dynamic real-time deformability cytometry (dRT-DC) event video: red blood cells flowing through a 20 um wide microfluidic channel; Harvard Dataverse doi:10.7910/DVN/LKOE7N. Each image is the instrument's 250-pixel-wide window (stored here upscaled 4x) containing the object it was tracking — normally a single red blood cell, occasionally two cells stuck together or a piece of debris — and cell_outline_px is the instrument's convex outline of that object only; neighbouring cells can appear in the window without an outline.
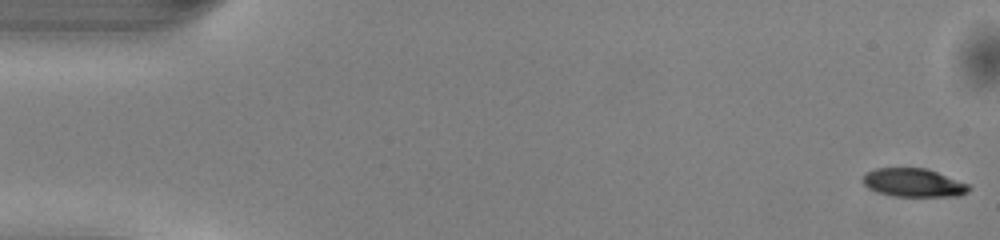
{"species": "common noctule bat (a hibernating species)", "species_latin": "Nyctalus noctula", "temperature_condition": "warm", "stored_images_in_passage": 50, "camera_frame_rate_fps": 3000, "um_per_image_px": 0.085, "animal": {"sex": "male", "body_mass_g": 13.0, "forearm_length_mm": 53.1}, "frame": {"image": 1, "passage_image": 1, "time_ms": 0.0, "image_size_px": [1000, 240], "cell_outline_px": [[972, 188], [968, 192], [960, 196], [892, 196], [868, 188], [860, 180], [864, 172], [876, 168], [928, 168], [968, 184]], "centroid_in_image_um": [77.63, 15.52], "position_along_channel_um": 7.4, "area_um2": 17.74}}
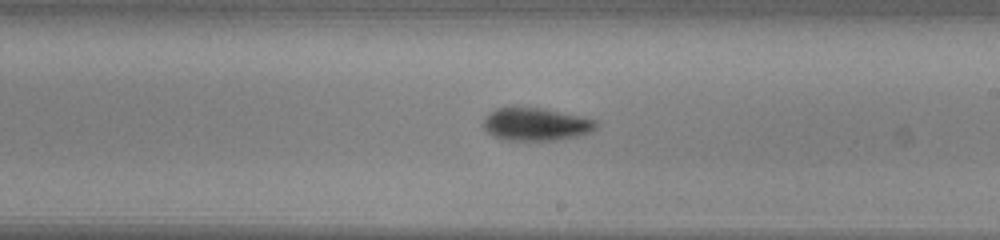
{"frame": {"image": 2, "passage_image": 29, "time_ms": 9.333, "image_size_px": [1000, 240], "cell_outline_px": [[600, 124], [592, 132], [580, 136], [556, 140], [504, 140], [492, 136], [484, 128], [484, 116], [496, 108], [512, 104], [544, 108], [580, 116], [596, 120]], "centroid_in_image_um": [45.54, 10.53], "position_along_channel_um": 243.5, "area_um2": 22.37}}
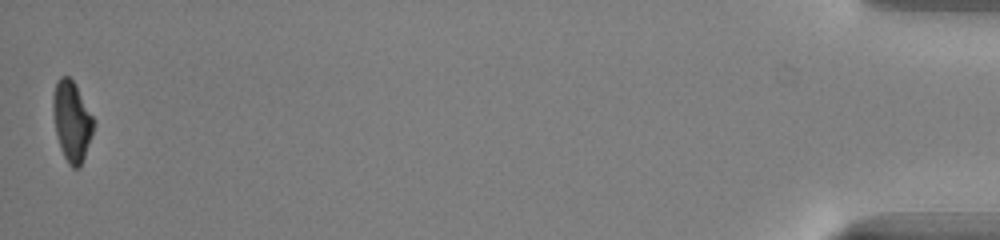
{"frame": {"image": 3, "passage_image": 50, "time_ms": 16.333, "image_size_px": [1000, 240], "cell_outline_px": [[96, 120], [80, 168], [72, 168], [68, 164], [60, 148], [56, 132], [52, 112], [52, 96], [56, 80], [60, 76], [68, 76], [72, 80]], "centroid_in_image_um": [6.08, 10.28], "position_along_channel_um": 429.1, "area_um2": 18.96}, "authors_computed_cell_mechanics": {"area_um2": 20.1722, "velocity_mm_per_s": 4.0826, "shape_relaxation_time_tau1_ms": 2.3993, "shape_relaxation_time_tau2_ms": 5.666, "deformation_change_tau1": 0.1398, "deformation_change_tau2": 0.1326}}